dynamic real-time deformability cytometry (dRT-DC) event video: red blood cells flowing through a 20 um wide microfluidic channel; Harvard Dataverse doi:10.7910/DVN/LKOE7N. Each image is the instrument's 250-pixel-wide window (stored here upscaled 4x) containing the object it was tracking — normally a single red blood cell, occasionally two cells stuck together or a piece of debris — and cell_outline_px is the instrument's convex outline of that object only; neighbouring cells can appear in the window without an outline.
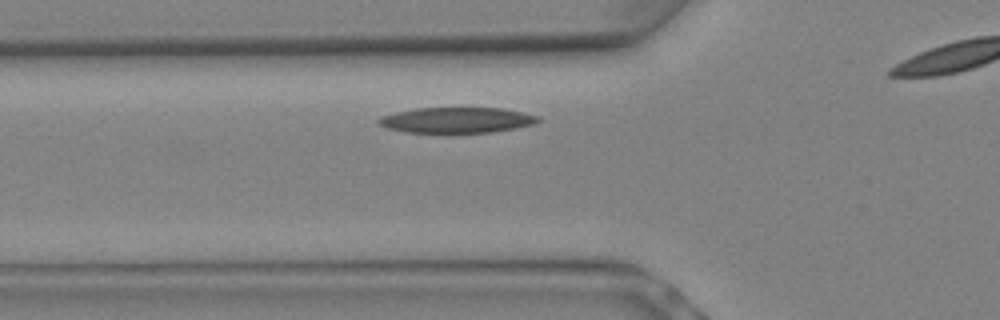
{"species": "Egyptian fruit bat (a non-hibernating species)", "species_latin": "Rousettus aegyptiacus", "temperature_condition": "warm", "stored_images_in_passage": 6, "camera_frame_rate_fps": 3000, "um_per_image_px": 0.085, "animal": {"sex": "female"}, "frame": {"image": 1, "passage_image": 2, "time_ms": 0.333, "image_size_px": [1000, 320], "cell_outline_px": [[540, 120], [536, 124], [516, 128], [492, 132], [452, 136], [404, 132], [388, 128], [380, 124], [376, 120], [380, 116], [396, 112], [416, 108], [504, 108], [540, 116]], "centroid_in_image_um": [38.82, 10.26], "position_along_channel_um": 87.0, "area_um2": 25.03}}